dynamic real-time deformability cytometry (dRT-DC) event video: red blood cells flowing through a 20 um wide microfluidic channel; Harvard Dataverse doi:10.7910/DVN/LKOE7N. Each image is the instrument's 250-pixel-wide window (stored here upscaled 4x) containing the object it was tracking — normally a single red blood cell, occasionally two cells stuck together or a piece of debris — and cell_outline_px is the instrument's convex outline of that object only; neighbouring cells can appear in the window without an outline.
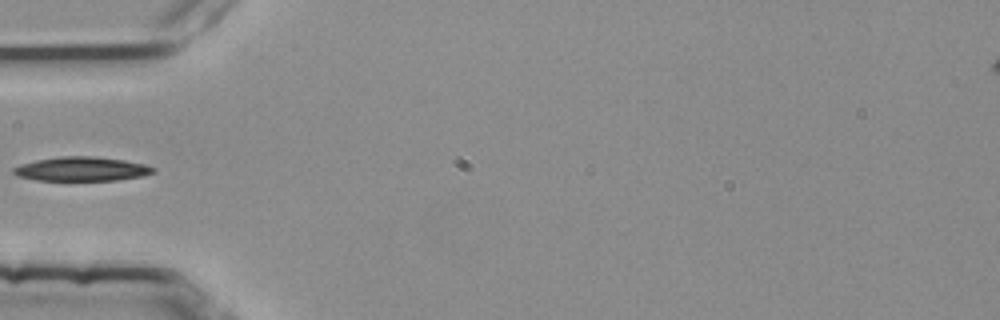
{"species": "common noctule bat (a hibernating species)", "species_latin": "Nyctalus noctula", "temperature_condition": "room temperature", "stored_images_in_passage": 4, "camera_frame_rate_fps": 3000, "um_per_image_px": 0.085, "animal": {"sex": "female", "body_mass_g": 25.1}, "frame": {"image": 1, "passage_image": 4, "time_ms": 1.0, "image_size_px": [1000, 320], "cell_outline_px": [[156, 172], [140, 176], [116, 180], [36, 180], [16, 176], [12, 172], [12, 168], [36, 160], [60, 156], [92, 156], [124, 160], [144, 164], [156, 168]], "centroid_in_image_um": [6.93, 14.36], "position_along_channel_um": 78.1, "area_um2": 19.54}}